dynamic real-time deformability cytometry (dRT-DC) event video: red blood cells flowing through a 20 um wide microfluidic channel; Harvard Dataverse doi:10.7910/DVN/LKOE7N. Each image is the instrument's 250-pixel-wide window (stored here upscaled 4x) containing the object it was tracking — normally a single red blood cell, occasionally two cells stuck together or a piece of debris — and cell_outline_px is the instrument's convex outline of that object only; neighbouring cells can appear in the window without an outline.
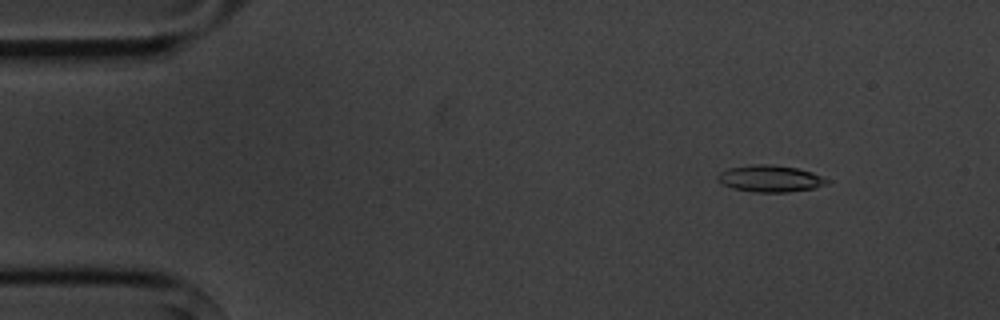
{"species": "common noctule bat (a hibernating species)", "species_latin": "Nyctalus noctula", "temperature_condition": "cold", "stored_images_in_passage": 10, "camera_frame_rate_fps": 3000, "um_per_image_px": 0.085, "animal": {"sex": "male", "body_mass_g": 20.1, "forearm_length_mm": 53.5}, "frame": {"image": 1, "passage_image": 1, "time_ms": 0.0, "image_size_px": [1000, 320], "cell_outline_px": [[832, 180], [828, 184], [812, 188], [788, 192], [752, 192], [732, 188], [724, 184], [716, 176], [720, 172], [728, 168], [752, 164], [772, 164], [796, 168], [812, 172]], "centroid_in_image_um": [65.49, 15.17], "position_along_channel_um": 19.5, "area_um2": 17.05}}
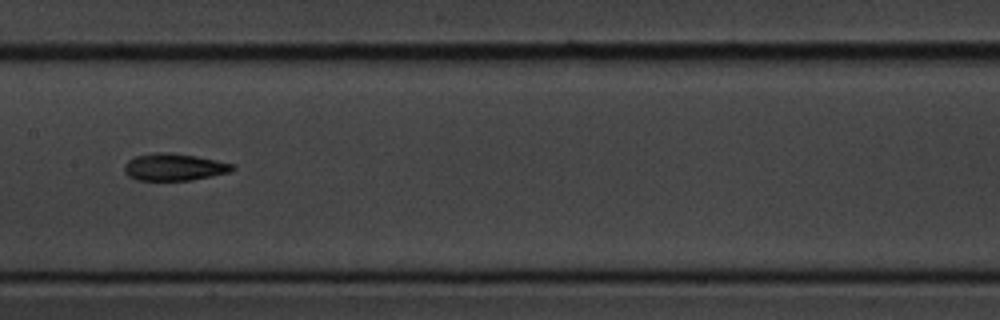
{"frame": {"image": 2, "passage_image": 7, "time_ms": 7.0, "image_size_px": [1000, 320], "cell_outline_px": [[236, 168], [228, 172], [212, 176], [192, 180], [136, 180], [128, 176], [124, 172], [124, 164], [128, 160], [136, 156], [152, 152], [168, 152], [196, 156], [216, 160], [232, 164]], "centroid_in_image_um": [14.76, 14.2], "position_along_channel_um": 192.6, "area_um2": 17.11}}
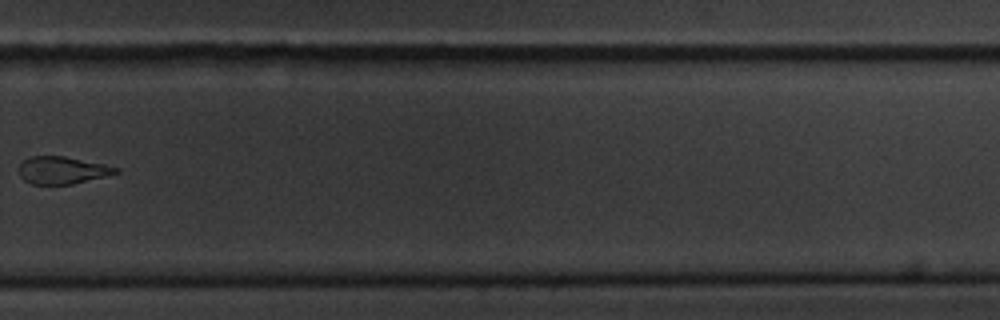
{"frame": {"image": 3, "passage_image": 10, "time_ms": 10.667, "image_size_px": [1000, 320], "cell_outline_px": [[120, 172], [72, 184], [32, 184], [24, 180], [20, 176], [20, 164], [28, 156], [64, 156], [104, 164], [120, 168]], "centroid_in_image_um": [5.29, 14.46], "position_along_channel_um": 324.5, "area_um2": 15.32}}